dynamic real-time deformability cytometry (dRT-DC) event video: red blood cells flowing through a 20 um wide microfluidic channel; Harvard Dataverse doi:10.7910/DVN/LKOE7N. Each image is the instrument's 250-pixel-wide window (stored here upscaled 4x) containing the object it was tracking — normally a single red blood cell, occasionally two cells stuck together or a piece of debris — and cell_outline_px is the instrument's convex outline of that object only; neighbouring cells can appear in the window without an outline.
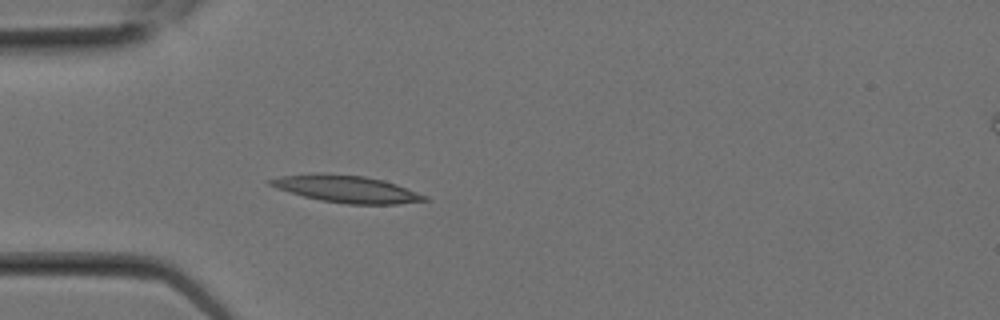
{"species": "Egyptian fruit bat (a non-hibernating species)", "species_latin": "Rousettus aegyptiacus", "temperature_condition": "room temperature", "stored_images_in_passage": 2, "camera_frame_rate_fps": 3000, "um_per_image_px": 0.085, "animal": {"sex": "female"}, "frame": {"image": 1, "passage_image": 1, "time_ms": 0.0, "image_size_px": [1000, 320], "cell_outline_px": [[432, 200], [396, 204], [348, 204], [320, 200], [304, 196], [276, 188], [268, 184], [268, 180], [280, 176], [320, 172], [364, 176], [384, 180], [396, 184], [428, 196]], "centroid_in_image_um": [29.47, 16.06], "position_along_channel_um": 55.5, "area_um2": 24.45}}